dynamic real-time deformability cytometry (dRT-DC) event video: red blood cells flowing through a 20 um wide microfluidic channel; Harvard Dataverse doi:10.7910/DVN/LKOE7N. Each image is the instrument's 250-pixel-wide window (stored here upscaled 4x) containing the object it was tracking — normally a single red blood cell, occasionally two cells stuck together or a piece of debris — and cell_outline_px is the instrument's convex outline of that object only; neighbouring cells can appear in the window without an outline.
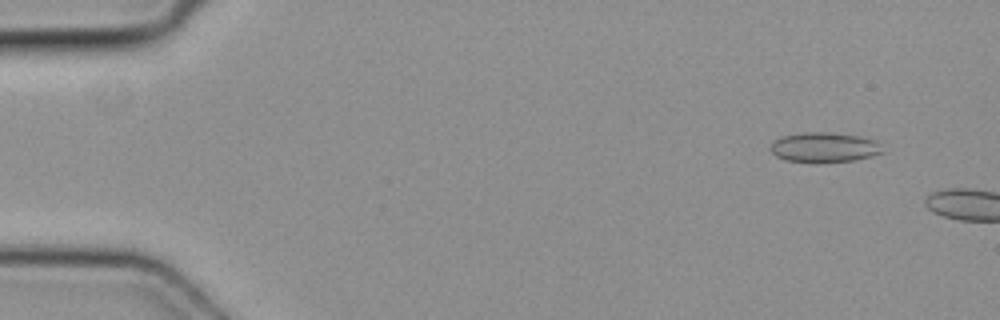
{"species": "common noctule bat (a hibernating species)", "species_latin": "Nyctalus noctula", "temperature_condition": "cold", "stored_images_in_passage": 3, "camera_frame_rate_fps": 3000, "um_per_image_px": 0.085, "animal": {"sex": "female", "body_mass_g": 19.3, "forearm_length_mm": 54.1}, "frame": {"image": 1, "passage_image": 1, "time_ms": 0.0, "image_size_px": [1000, 320], "cell_outline_px": [[884, 152], [872, 156], [856, 160], [784, 160], [776, 156], [768, 148], [772, 140], [780, 136], [804, 132], [832, 132], [856, 136], [876, 140], [880, 144]], "centroid_in_image_um": [70.03, 12.48], "position_along_channel_um": 15.0, "area_um2": 19.13}}